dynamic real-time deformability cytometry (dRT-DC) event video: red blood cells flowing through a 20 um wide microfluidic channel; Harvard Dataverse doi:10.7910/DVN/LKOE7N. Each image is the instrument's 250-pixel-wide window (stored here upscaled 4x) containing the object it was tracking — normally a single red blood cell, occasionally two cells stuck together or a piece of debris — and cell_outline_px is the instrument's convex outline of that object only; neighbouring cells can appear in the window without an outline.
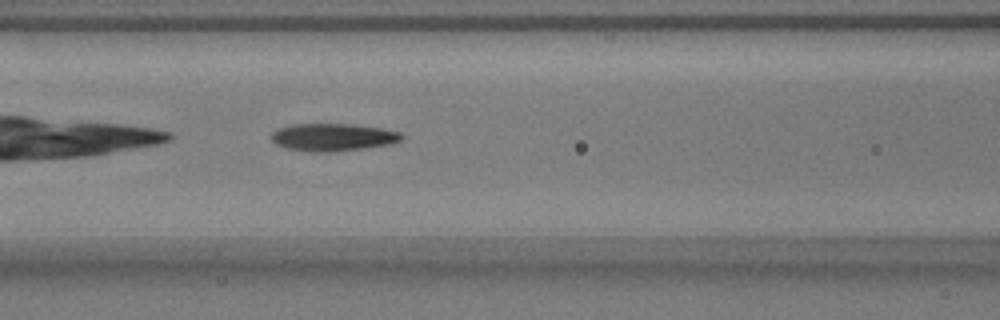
{"species": "common noctule bat (a hibernating species)", "species_latin": "Nyctalus noctula", "temperature_condition": "warm", "stored_images_in_passage": 34, "camera_frame_rate_fps": 3000, "um_per_image_px": 0.085, "animal": {"sex": "male", "body_mass_g": 17.9}, "frame": {"image": 1, "passage_image": 7, "time_ms": 2.0, "image_size_px": [1000, 320], "cell_outline_px": [[404, 136], [400, 140], [392, 144], [364, 148], [328, 152], [316, 152], [288, 148], [276, 144], [272, 140], [272, 132], [280, 128], [292, 124], [352, 124], [380, 128], [400, 132]], "centroid_in_image_um": [28.32, 11.66], "position_along_channel_um": 138.3, "area_um2": 20.69}}
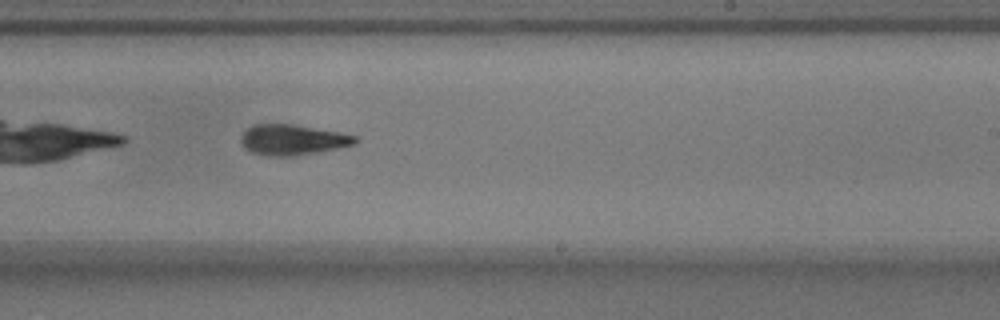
{"frame": {"image": 2, "passage_image": 17, "time_ms": 5.333, "image_size_px": [1000, 320], "cell_outline_px": [[360, 140], [356, 144], [340, 148], [288, 156], [268, 156], [252, 152], [240, 140], [240, 136], [252, 124], [292, 124], [340, 132], [356, 136]], "centroid_in_image_um": [24.91, 11.87], "position_along_channel_um": 264.1, "area_um2": 20.11}}
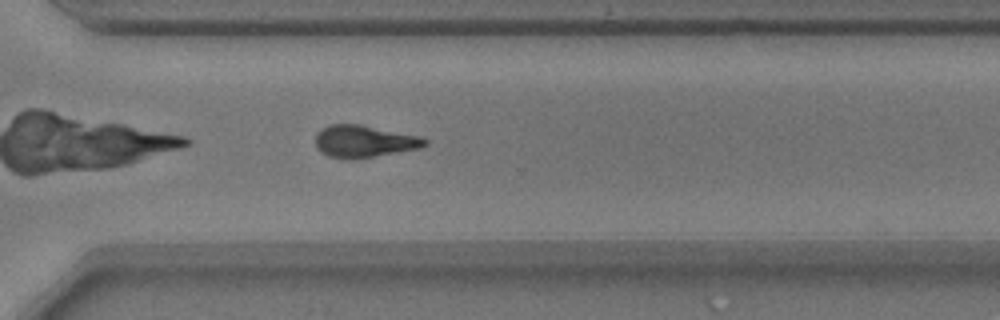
{"frame": {"image": 3, "passage_image": 23, "time_ms": 7.333, "image_size_px": [1000, 320], "cell_outline_px": [[428, 144], [420, 148], [372, 156], [328, 156], [320, 152], [316, 148], [316, 132], [320, 128], [328, 124], [360, 124], [420, 136], [428, 140]], "centroid_in_image_um": [30.94, 11.96], "position_along_channel_um": 339.7, "area_um2": 19.94}, "authors_computed_cell_mechanics": {"area_um2": 20.8369, "velocity_mm_per_s": 3.7779, "shape_relaxation_time_tau1_ms": 4.6102, "shape_relaxation_time_tau2_ms": 3.7873, "deformation_change_tau1": 0.1893, "deformation_change_tau2": 0.1384}}